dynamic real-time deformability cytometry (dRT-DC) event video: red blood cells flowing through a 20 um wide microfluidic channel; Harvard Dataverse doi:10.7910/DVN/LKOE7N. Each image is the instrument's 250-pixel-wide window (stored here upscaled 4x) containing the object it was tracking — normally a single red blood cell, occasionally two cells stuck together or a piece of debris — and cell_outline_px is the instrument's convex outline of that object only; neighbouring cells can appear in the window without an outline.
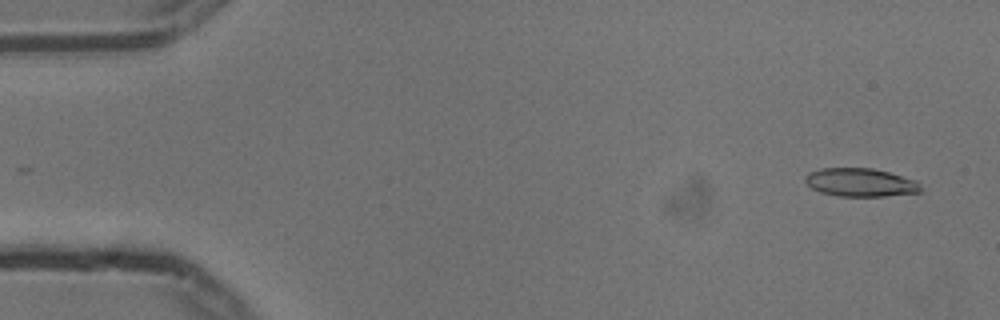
{"species": "common noctule bat (a hibernating species)", "species_latin": "Nyctalus noctula", "temperature_condition": "cold", "stored_images_in_passage": 55, "camera_frame_rate_fps": 3000, "um_per_image_px": 0.085, "animal": {"sex": "male", "body_mass_g": 13.3}, "frame": {"image": 1, "passage_image": 3, "time_ms": 0.667, "image_size_px": [1000, 320], "cell_outline_px": [[924, 192], [884, 196], [836, 196], [820, 192], [812, 188], [804, 180], [804, 176], [808, 172], [820, 168], [872, 168], [888, 172], [916, 180], [920, 184]], "centroid_in_image_um": [73.14, 15.51], "position_along_channel_um": 11.9, "area_um2": 19.25}}
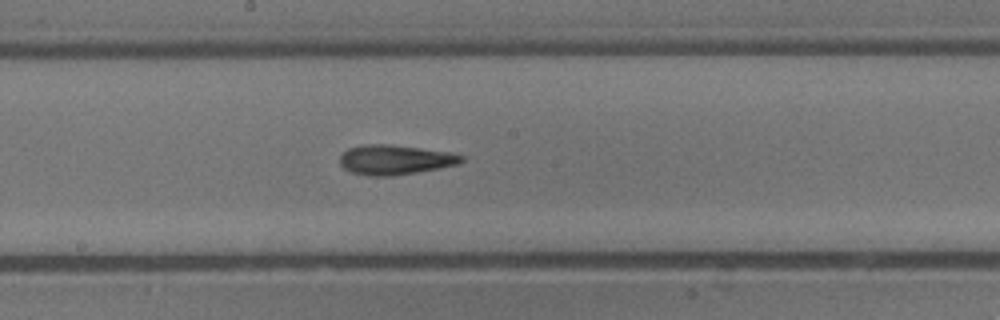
{"frame": {"image": 2, "passage_image": 29, "time_ms": 9.333, "image_size_px": [1000, 320], "cell_outline_px": [[464, 160], [460, 164], [440, 168], [392, 176], [368, 176], [352, 172], [344, 168], [340, 164], [340, 156], [348, 148], [364, 144], [388, 144], [452, 152], [464, 156]], "centroid_in_image_um": [33.6, 13.58], "position_along_channel_um": 214.6, "area_um2": 21.15}}
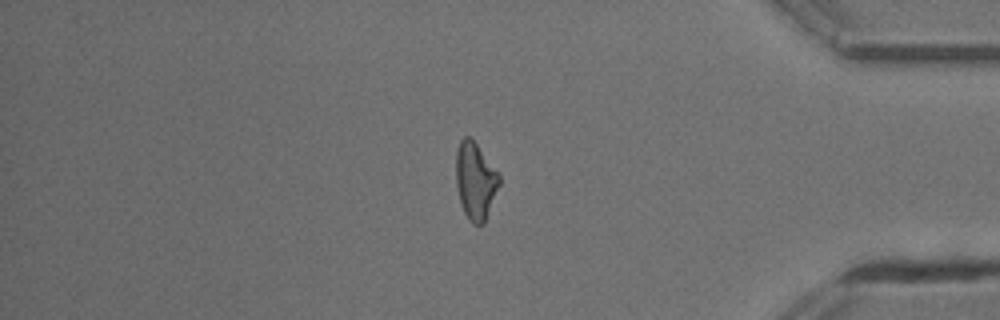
{"frame": {"image": 3, "passage_image": 46, "time_ms": 15.0, "image_size_px": [1000, 320], "cell_outline_px": [[500, 184], [484, 224], [472, 224], [468, 220], [464, 212], [460, 200], [456, 184], [456, 152], [460, 140], [464, 136], [472, 136], [500, 176]], "centroid_in_image_um": [40.4, 15.35], "position_along_channel_um": 394.8, "area_um2": 19.54}, "authors_computed_cell_mechanics": {"area_um2": 19.5942, "velocity_mm_per_s": 3.7428, "shape_relaxation_time_tau1_ms": 5.8548, "shape_relaxation_time_tau2_ms": 3.2062, "deformation_change_tau1": 0.1684, "deformation_change_tau2": 0.1343}}